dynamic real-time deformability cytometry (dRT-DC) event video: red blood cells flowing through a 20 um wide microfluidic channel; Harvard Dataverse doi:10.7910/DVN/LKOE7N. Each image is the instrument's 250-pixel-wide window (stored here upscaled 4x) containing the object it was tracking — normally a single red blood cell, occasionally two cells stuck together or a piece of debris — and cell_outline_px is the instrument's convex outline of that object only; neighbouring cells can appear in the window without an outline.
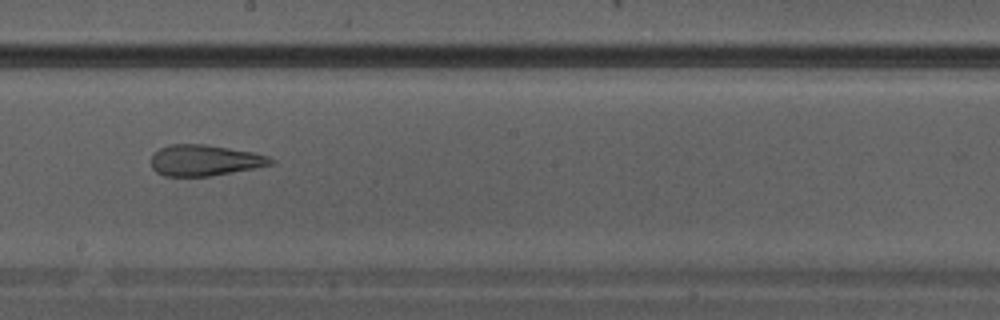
{"species": "Egyptian fruit bat (a non-hibernating species)", "species_latin": "Rousettus aegyptiacus", "temperature_condition": "warm", "stored_images_in_passage": 12, "camera_frame_rate_fps": 3000, "um_per_image_px": 0.085, "animal": {"sex": "male"}, "frame": {"image": 1, "passage_image": 9, "time_ms": 2.667, "image_size_px": [1000, 320], "cell_outline_px": [[276, 164], [256, 168], [208, 176], [164, 176], [156, 172], [152, 168], [152, 156], [160, 148], [172, 144], [204, 144], [252, 152], [268, 156], [276, 160]], "centroid_in_image_um": [17.44, 13.63], "position_along_channel_um": 230.8, "area_um2": 21.56}}